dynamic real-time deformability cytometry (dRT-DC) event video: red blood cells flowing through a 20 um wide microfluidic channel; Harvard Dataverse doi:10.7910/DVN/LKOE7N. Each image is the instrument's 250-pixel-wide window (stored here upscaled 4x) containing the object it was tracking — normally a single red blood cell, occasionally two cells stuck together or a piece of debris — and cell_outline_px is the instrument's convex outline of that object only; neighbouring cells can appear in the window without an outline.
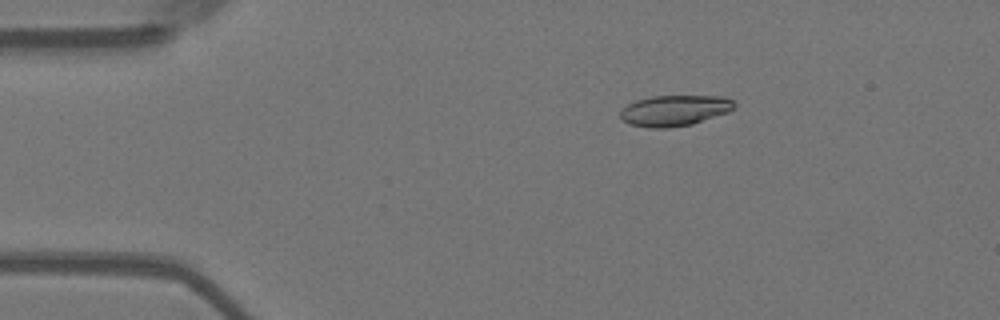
{"species": "Egyptian fruit bat (a non-hibernating species)", "species_latin": "Rousettus aegyptiacus", "temperature_condition": "warm", "stored_images_in_passage": 3, "camera_frame_rate_fps": 3000, "um_per_image_px": 0.085, "animal": {"sex": "female"}, "frame": {"image": 1, "passage_image": 2, "time_ms": 0.333, "image_size_px": [1000, 320], "cell_outline_px": [[736, 104], [728, 112], [692, 124], [668, 128], [652, 128], [628, 124], [620, 116], [620, 112], [628, 104], [636, 100], [652, 96], [724, 96], [732, 100]], "centroid_in_image_um": [57.33, 9.39], "position_along_channel_um": 27.7, "area_um2": 20.35}}